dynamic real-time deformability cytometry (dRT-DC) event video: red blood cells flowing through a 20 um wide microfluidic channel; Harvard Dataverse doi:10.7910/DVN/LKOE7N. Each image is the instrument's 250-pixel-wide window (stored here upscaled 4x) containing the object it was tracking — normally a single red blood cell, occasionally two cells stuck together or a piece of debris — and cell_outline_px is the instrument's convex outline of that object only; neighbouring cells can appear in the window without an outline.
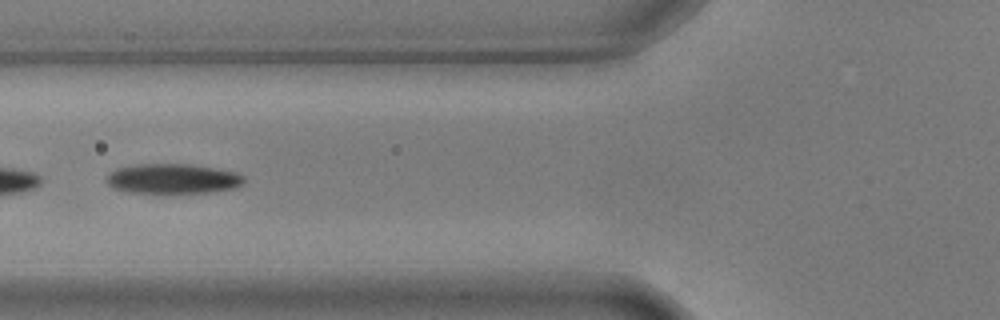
{"species": "common noctule bat (a hibernating species)", "species_latin": "Nyctalus noctula", "temperature_condition": "warm", "stored_images_in_passage": 28, "camera_frame_rate_fps": 3000, "um_per_image_px": 0.085, "animal": {"sex": "male", "body_mass_g": 17.9, "forearm_length_mm": 54.2}, "frame": {"image": 1, "passage_image": 20, "time_ms": 6.333, "image_size_px": [1000, 320], "cell_outline_px": [[244, 184], [236, 188], [208, 192], [128, 192], [112, 188], [108, 184], [108, 176], [116, 168], [136, 164], [188, 164], [236, 172], [244, 176]], "centroid_in_image_um": [14.71, 15.19], "position_along_channel_um": 111.1, "area_um2": 23.64}}
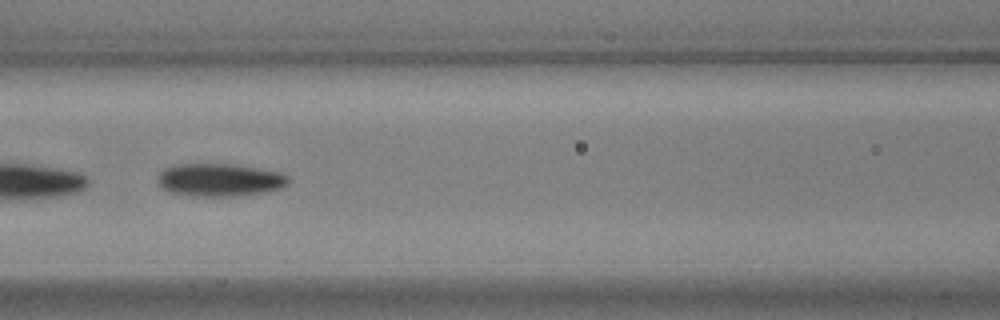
{"frame": {"image": 2, "passage_image": 23, "time_ms": 7.333, "image_size_px": [1000, 320], "cell_outline_px": [[288, 184], [280, 188], [264, 192], [236, 196], [188, 196], [168, 192], [160, 188], [156, 184], [156, 176], [164, 168], [172, 164], [240, 164], [280, 172], [288, 176]], "centroid_in_image_um": [18.59, 15.29], "position_along_channel_um": 148.0, "area_um2": 25.61}}